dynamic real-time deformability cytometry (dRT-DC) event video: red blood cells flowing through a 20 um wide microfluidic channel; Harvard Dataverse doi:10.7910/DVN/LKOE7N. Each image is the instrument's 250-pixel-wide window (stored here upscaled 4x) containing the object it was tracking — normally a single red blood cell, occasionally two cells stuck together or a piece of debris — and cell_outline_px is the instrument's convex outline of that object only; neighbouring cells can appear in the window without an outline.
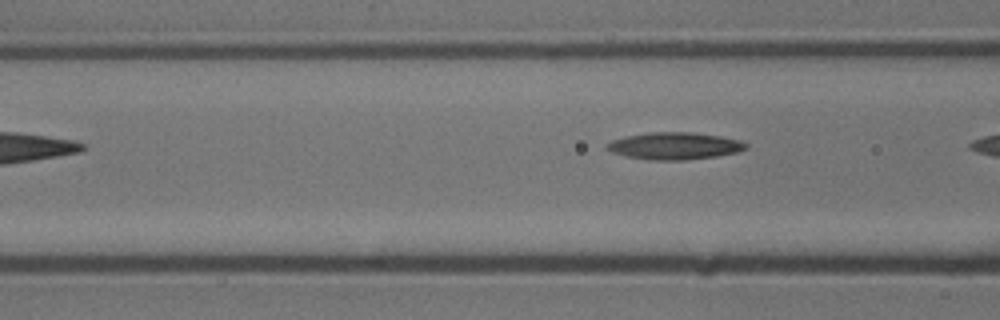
{"species": "common noctule bat (a hibernating species)", "species_latin": "Nyctalus noctula", "temperature_condition": "cold", "stored_images_in_passage": 8, "segment_of_instrument_passage": [2, 2], "camera_frame_rate_fps": 3000, "um_per_image_px": 0.085, "animal": {"sex": "male", "body_mass_g": 13.3}, "frame": {"image": 1, "passage_image": 8, "time_ms": 2.333, "image_size_px": [1000, 320], "cell_outline_px": [[748, 148], [736, 152], [716, 156], [684, 160], [648, 160], [628, 156], [612, 152], [604, 148], [604, 144], [612, 140], [628, 136], [648, 132], [692, 132], [720, 136], [740, 140], [748, 144]], "centroid_in_image_um": [57.32, 12.4], "position_along_channel_um": 109.3, "area_um2": 21.96}}